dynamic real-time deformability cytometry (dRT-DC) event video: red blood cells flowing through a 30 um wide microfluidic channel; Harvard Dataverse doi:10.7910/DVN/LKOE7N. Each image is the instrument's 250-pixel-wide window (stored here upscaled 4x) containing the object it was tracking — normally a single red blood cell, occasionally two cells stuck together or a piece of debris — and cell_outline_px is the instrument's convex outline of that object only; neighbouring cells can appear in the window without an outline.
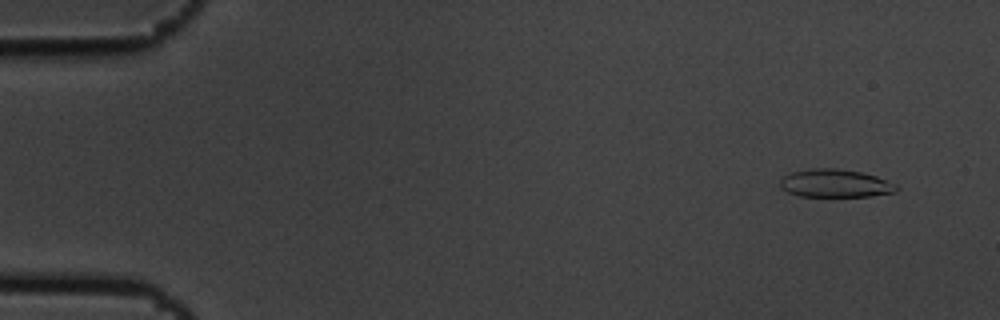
{"species": "common noctule bat (a hibernating species)", "species_latin": "Nyctalus noctula", "temperature_condition": "cold", "stored_images_in_passage": 15, "camera_frame_rate_fps": 3000, "um_per_image_px": 0.085, "animal": {"sex": "male", "body_mass_g": 19.5, "forearm_length_mm": 54.6}, "frame": {"image": 1, "passage_image": 2, "time_ms": 0.333, "image_size_px": [1000, 320], "cell_outline_px": [[900, 188], [896, 192], [872, 196], [800, 196], [788, 192], [780, 188], [780, 180], [784, 176], [792, 172], [812, 168], [836, 168], [860, 172], [876, 176], [896, 184]], "centroid_in_image_um": [71.01, 15.59], "position_along_channel_um": 14.0, "area_um2": 19.02}}
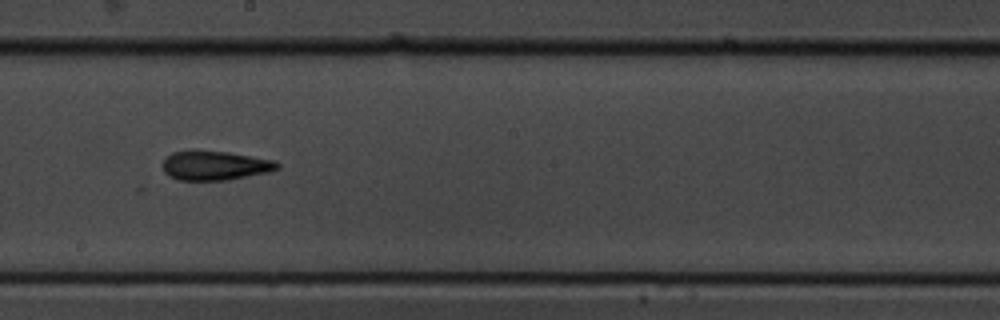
{"frame": {"image": 2, "passage_image": 9, "time_ms": 2.667, "image_size_px": [1000, 320], "cell_outline_px": [[280, 168], [272, 172], [228, 180], [180, 180], [168, 176], [164, 172], [160, 164], [172, 152], [196, 148], [228, 152], [276, 160], [280, 164]], "centroid_in_image_um": [18.27, 14.05], "position_along_channel_um": 229.9, "area_um2": 20.35}}
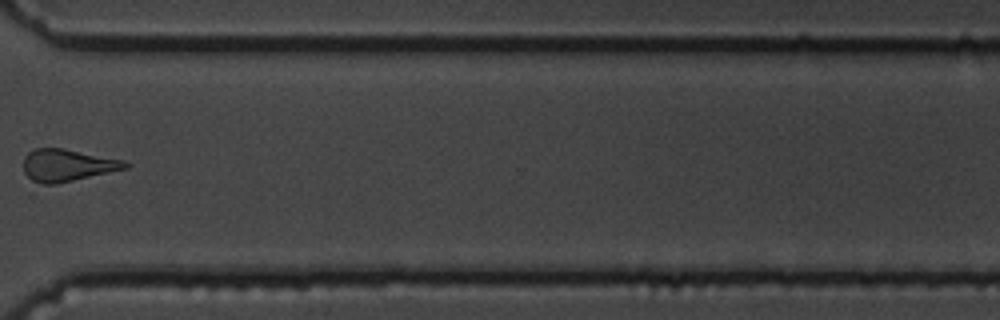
{"frame": {"image": 3, "passage_image": 12, "time_ms": 3.667, "image_size_px": [1000, 320], "cell_outline_px": [[132, 164], [128, 168], [32, 196], [28, 196], [24, 172], [24, 156], [28, 152], [36, 148], [64, 148], [124, 160]], "centroid_in_image_um": [5.53, 14.31], "position_along_channel_um": 365.1, "area_um2": 22.83}}